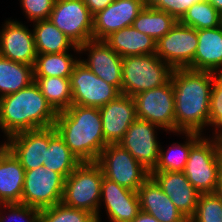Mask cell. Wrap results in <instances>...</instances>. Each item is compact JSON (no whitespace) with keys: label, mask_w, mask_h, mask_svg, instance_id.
<instances>
[{"label":"cell","mask_w":222,"mask_h":222,"mask_svg":"<svg viewBox=\"0 0 222 222\" xmlns=\"http://www.w3.org/2000/svg\"><path fill=\"white\" fill-rule=\"evenodd\" d=\"M27 23L49 19L55 0H18Z\"/></svg>","instance_id":"37"},{"label":"cell","mask_w":222,"mask_h":222,"mask_svg":"<svg viewBox=\"0 0 222 222\" xmlns=\"http://www.w3.org/2000/svg\"><path fill=\"white\" fill-rule=\"evenodd\" d=\"M96 163L105 178L136 192L150 177V172L120 144H108Z\"/></svg>","instance_id":"7"},{"label":"cell","mask_w":222,"mask_h":222,"mask_svg":"<svg viewBox=\"0 0 222 222\" xmlns=\"http://www.w3.org/2000/svg\"><path fill=\"white\" fill-rule=\"evenodd\" d=\"M79 56V51L37 54L33 66L34 77L70 78Z\"/></svg>","instance_id":"28"},{"label":"cell","mask_w":222,"mask_h":222,"mask_svg":"<svg viewBox=\"0 0 222 222\" xmlns=\"http://www.w3.org/2000/svg\"><path fill=\"white\" fill-rule=\"evenodd\" d=\"M39 222H97L88 211L72 208L62 202L40 210Z\"/></svg>","instance_id":"33"},{"label":"cell","mask_w":222,"mask_h":222,"mask_svg":"<svg viewBox=\"0 0 222 222\" xmlns=\"http://www.w3.org/2000/svg\"><path fill=\"white\" fill-rule=\"evenodd\" d=\"M208 124L207 135L220 138L222 136V72L214 73Z\"/></svg>","instance_id":"34"},{"label":"cell","mask_w":222,"mask_h":222,"mask_svg":"<svg viewBox=\"0 0 222 222\" xmlns=\"http://www.w3.org/2000/svg\"><path fill=\"white\" fill-rule=\"evenodd\" d=\"M113 1L114 0H83L93 16L110 5Z\"/></svg>","instance_id":"39"},{"label":"cell","mask_w":222,"mask_h":222,"mask_svg":"<svg viewBox=\"0 0 222 222\" xmlns=\"http://www.w3.org/2000/svg\"><path fill=\"white\" fill-rule=\"evenodd\" d=\"M172 135L180 137L183 142H172L168 148L160 144L157 166L152 172H183L191 147L203 136L196 132H177ZM179 135V136H178Z\"/></svg>","instance_id":"25"},{"label":"cell","mask_w":222,"mask_h":222,"mask_svg":"<svg viewBox=\"0 0 222 222\" xmlns=\"http://www.w3.org/2000/svg\"><path fill=\"white\" fill-rule=\"evenodd\" d=\"M5 147L25 170L43 166L49 146V128L21 131L4 140Z\"/></svg>","instance_id":"18"},{"label":"cell","mask_w":222,"mask_h":222,"mask_svg":"<svg viewBox=\"0 0 222 222\" xmlns=\"http://www.w3.org/2000/svg\"><path fill=\"white\" fill-rule=\"evenodd\" d=\"M81 162L70 151L54 127L49 128V146L43 166L67 178Z\"/></svg>","instance_id":"27"},{"label":"cell","mask_w":222,"mask_h":222,"mask_svg":"<svg viewBox=\"0 0 222 222\" xmlns=\"http://www.w3.org/2000/svg\"><path fill=\"white\" fill-rule=\"evenodd\" d=\"M219 154L221 158V169H222V139L221 138H219Z\"/></svg>","instance_id":"43"},{"label":"cell","mask_w":222,"mask_h":222,"mask_svg":"<svg viewBox=\"0 0 222 222\" xmlns=\"http://www.w3.org/2000/svg\"><path fill=\"white\" fill-rule=\"evenodd\" d=\"M103 136L107 144H118L127 129L137 119L135 101L125 94L119 95L99 108Z\"/></svg>","instance_id":"19"},{"label":"cell","mask_w":222,"mask_h":222,"mask_svg":"<svg viewBox=\"0 0 222 222\" xmlns=\"http://www.w3.org/2000/svg\"><path fill=\"white\" fill-rule=\"evenodd\" d=\"M1 136H2V135H0V139H1ZM0 142H1V143H0V150H1V149L4 147V145H5L4 139H2Z\"/></svg>","instance_id":"44"},{"label":"cell","mask_w":222,"mask_h":222,"mask_svg":"<svg viewBox=\"0 0 222 222\" xmlns=\"http://www.w3.org/2000/svg\"><path fill=\"white\" fill-rule=\"evenodd\" d=\"M72 104L100 108L114 100L121 91L95 75L82 62H78L70 77Z\"/></svg>","instance_id":"13"},{"label":"cell","mask_w":222,"mask_h":222,"mask_svg":"<svg viewBox=\"0 0 222 222\" xmlns=\"http://www.w3.org/2000/svg\"><path fill=\"white\" fill-rule=\"evenodd\" d=\"M161 131L162 133L166 132L154 123L137 118L127 129L123 139L118 144L128 150L151 173L157 166L159 159L161 144L159 134Z\"/></svg>","instance_id":"12"},{"label":"cell","mask_w":222,"mask_h":222,"mask_svg":"<svg viewBox=\"0 0 222 222\" xmlns=\"http://www.w3.org/2000/svg\"><path fill=\"white\" fill-rule=\"evenodd\" d=\"M40 210L20 203L0 204V222H39Z\"/></svg>","instance_id":"36"},{"label":"cell","mask_w":222,"mask_h":222,"mask_svg":"<svg viewBox=\"0 0 222 222\" xmlns=\"http://www.w3.org/2000/svg\"><path fill=\"white\" fill-rule=\"evenodd\" d=\"M49 20L76 46L93 39V15L83 0H55Z\"/></svg>","instance_id":"10"},{"label":"cell","mask_w":222,"mask_h":222,"mask_svg":"<svg viewBox=\"0 0 222 222\" xmlns=\"http://www.w3.org/2000/svg\"><path fill=\"white\" fill-rule=\"evenodd\" d=\"M27 25H26V24ZM31 24L6 18L0 26V55L15 62L34 66L37 52Z\"/></svg>","instance_id":"14"},{"label":"cell","mask_w":222,"mask_h":222,"mask_svg":"<svg viewBox=\"0 0 222 222\" xmlns=\"http://www.w3.org/2000/svg\"><path fill=\"white\" fill-rule=\"evenodd\" d=\"M53 127L81 163L96 162L108 145L99 108L72 104L57 113Z\"/></svg>","instance_id":"2"},{"label":"cell","mask_w":222,"mask_h":222,"mask_svg":"<svg viewBox=\"0 0 222 222\" xmlns=\"http://www.w3.org/2000/svg\"><path fill=\"white\" fill-rule=\"evenodd\" d=\"M103 172L96 162H82L65 179L62 203L97 217Z\"/></svg>","instance_id":"6"},{"label":"cell","mask_w":222,"mask_h":222,"mask_svg":"<svg viewBox=\"0 0 222 222\" xmlns=\"http://www.w3.org/2000/svg\"><path fill=\"white\" fill-rule=\"evenodd\" d=\"M31 26L37 54L79 51L78 46L49 19L33 22Z\"/></svg>","instance_id":"26"},{"label":"cell","mask_w":222,"mask_h":222,"mask_svg":"<svg viewBox=\"0 0 222 222\" xmlns=\"http://www.w3.org/2000/svg\"><path fill=\"white\" fill-rule=\"evenodd\" d=\"M65 179L44 166L25 170L21 204L42 210L61 203Z\"/></svg>","instance_id":"8"},{"label":"cell","mask_w":222,"mask_h":222,"mask_svg":"<svg viewBox=\"0 0 222 222\" xmlns=\"http://www.w3.org/2000/svg\"><path fill=\"white\" fill-rule=\"evenodd\" d=\"M132 222H159V221L152 215L140 210Z\"/></svg>","instance_id":"40"},{"label":"cell","mask_w":222,"mask_h":222,"mask_svg":"<svg viewBox=\"0 0 222 222\" xmlns=\"http://www.w3.org/2000/svg\"><path fill=\"white\" fill-rule=\"evenodd\" d=\"M146 5V0H114L93 16V39L105 40L112 33L132 26Z\"/></svg>","instance_id":"17"},{"label":"cell","mask_w":222,"mask_h":222,"mask_svg":"<svg viewBox=\"0 0 222 222\" xmlns=\"http://www.w3.org/2000/svg\"><path fill=\"white\" fill-rule=\"evenodd\" d=\"M173 69L155 53L122 58L121 93L135 96L146 90L166 84Z\"/></svg>","instance_id":"5"},{"label":"cell","mask_w":222,"mask_h":222,"mask_svg":"<svg viewBox=\"0 0 222 222\" xmlns=\"http://www.w3.org/2000/svg\"><path fill=\"white\" fill-rule=\"evenodd\" d=\"M183 173L200 194L215 193L222 174L219 138L203 135L191 147Z\"/></svg>","instance_id":"4"},{"label":"cell","mask_w":222,"mask_h":222,"mask_svg":"<svg viewBox=\"0 0 222 222\" xmlns=\"http://www.w3.org/2000/svg\"><path fill=\"white\" fill-rule=\"evenodd\" d=\"M140 210L159 222H189L150 176L137 190Z\"/></svg>","instance_id":"21"},{"label":"cell","mask_w":222,"mask_h":222,"mask_svg":"<svg viewBox=\"0 0 222 222\" xmlns=\"http://www.w3.org/2000/svg\"><path fill=\"white\" fill-rule=\"evenodd\" d=\"M189 222H222V202L216 193L200 194Z\"/></svg>","instance_id":"35"},{"label":"cell","mask_w":222,"mask_h":222,"mask_svg":"<svg viewBox=\"0 0 222 222\" xmlns=\"http://www.w3.org/2000/svg\"><path fill=\"white\" fill-rule=\"evenodd\" d=\"M104 41L122 58L156 53V40L133 26L112 33Z\"/></svg>","instance_id":"24"},{"label":"cell","mask_w":222,"mask_h":222,"mask_svg":"<svg viewBox=\"0 0 222 222\" xmlns=\"http://www.w3.org/2000/svg\"><path fill=\"white\" fill-rule=\"evenodd\" d=\"M150 176L171 199L175 207L190 220L195 214L200 193L183 172H151Z\"/></svg>","instance_id":"20"},{"label":"cell","mask_w":222,"mask_h":222,"mask_svg":"<svg viewBox=\"0 0 222 222\" xmlns=\"http://www.w3.org/2000/svg\"><path fill=\"white\" fill-rule=\"evenodd\" d=\"M41 93L47 102L58 113L72 105V90L70 78L34 77Z\"/></svg>","instance_id":"31"},{"label":"cell","mask_w":222,"mask_h":222,"mask_svg":"<svg viewBox=\"0 0 222 222\" xmlns=\"http://www.w3.org/2000/svg\"><path fill=\"white\" fill-rule=\"evenodd\" d=\"M215 193L217 194V196L219 197L220 201L222 202V175L220 177V182H219V185H218Z\"/></svg>","instance_id":"42"},{"label":"cell","mask_w":222,"mask_h":222,"mask_svg":"<svg viewBox=\"0 0 222 222\" xmlns=\"http://www.w3.org/2000/svg\"><path fill=\"white\" fill-rule=\"evenodd\" d=\"M137 118L160 126L166 134L175 133V99L171 79L160 87L133 96Z\"/></svg>","instance_id":"9"},{"label":"cell","mask_w":222,"mask_h":222,"mask_svg":"<svg viewBox=\"0 0 222 222\" xmlns=\"http://www.w3.org/2000/svg\"><path fill=\"white\" fill-rule=\"evenodd\" d=\"M198 46L193 59V70L222 72V25L197 30Z\"/></svg>","instance_id":"22"},{"label":"cell","mask_w":222,"mask_h":222,"mask_svg":"<svg viewBox=\"0 0 222 222\" xmlns=\"http://www.w3.org/2000/svg\"><path fill=\"white\" fill-rule=\"evenodd\" d=\"M101 209L109 222H132L140 211L138 194L103 176L97 222L104 217Z\"/></svg>","instance_id":"15"},{"label":"cell","mask_w":222,"mask_h":222,"mask_svg":"<svg viewBox=\"0 0 222 222\" xmlns=\"http://www.w3.org/2000/svg\"><path fill=\"white\" fill-rule=\"evenodd\" d=\"M209 1L215 9L222 15V0H207Z\"/></svg>","instance_id":"41"},{"label":"cell","mask_w":222,"mask_h":222,"mask_svg":"<svg viewBox=\"0 0 222 222\" xmlns=\"http://www.w3.org/2000/svg\"><path fill=\"white\" fill-rule=\"evenodd\" d=\"M79 61L95 75L121 91L122 57L104 40L91 39L79 45ZM86 55V56H85Z\"/></svg>","instance_id":"16"},{"label":"cell","mask_w":222,"mask_h":222,"mask_svg":"<svg viewBox=\"0 0 222 222\" xmlns=\"http://www.w3.org/2000/svg\"><path fill=\"white\" fill-rule=\"evenodd\" d=\"M57 112L47 102L36 82L0 98L2 139L21 132L54 126Z\"/></svg>","instance_id":"3"},{"label":"cell","mask_w":222,"mask_h":222,"mask_svg":"<svg viewBox=\"0 0 222 222\" xmlns=\"http://www.w3.org/2000/svg\"><path fill=\"white\" fill-rule=\"evenodd\" d=\"M34 82L33 66L0 55V98L16 93Z\"/></svg>","instance_id":"29"},{"label":"cell","mask_w":222,"mask_h":222,"mask_svg":"<svg viewBox=\"0 0 222 222\" xmlns=\"http://www.w3.org/2000/svg\"><path fill=\"white\" fill-rule=\"evenodd\" d=\"M180 22L196 30L211 29L222 25V15L207 0L191 5Z\"/></svg>","instance_id":"32"},{"label":"cell","mask_w":222,"mask_h":222,"mask_svg":"<svg viewBox=\"0 0 222 222\" xmlns=\"http://www.w3.org/2000/svg\"><path fill=\"white\" fill-rule=\"evenodd\" d=\"M151 7L167 12L180 21L188 8L203 0H146Z\"/></svg>","instance_id":"38"},{"label":"cell","mask_w":222,"mask_h":222,"mask_svg":"<svg viewBox=\"0 0 222 222\" xmlns=\"http://www.w3.org/2000/svg\"><path fill=\"white\" fill-rule=\"evenodd\" d=\"M177 20L165 11L155 9L147 4L133 21L132 26L158 41L168 33Z\"/></svg>","instance_id":"30"},{"label":"cell","mask_w":222,"mask_h":222,"mask_svg":"<svg viewBox=\"0 0 222 222\" xmlns=\"http://www.w3.org/2000/svg\"><path fill=\"white\" fill-rule=\"evenodd\" d=\"M25 169L4 146L0 150V204L20 203Z\"/></svg>","instance_id":"23"},{"label":"cell","mask_w":222,"mask_h":222,"mask_svg":"<svg viewBox=\"0 0 222 222\" xmlns=\"http://www.w3.org/2000/svg\"><path fill=\"white\" fill-rule=\"evenodd\" d=\"M198 46L197 30L180 21L156 41V55L172 69L193 70V59Z\"/></svg>","instance_id":"11"},{"label":"cell","mask_w":222,"mask_h":222,"mask_svg":"<svg viewBox=\"0 0 222 222\" xmlns=\"http://www.w3.org/2000/svg\"><path fill=\"white\" fill-rule=\"evenodd\" d=\"M171 81L175 99V133L207 135L214 73L188 68L173 69Z\"/></svg>","instance_id":"1"}]
</instances>
